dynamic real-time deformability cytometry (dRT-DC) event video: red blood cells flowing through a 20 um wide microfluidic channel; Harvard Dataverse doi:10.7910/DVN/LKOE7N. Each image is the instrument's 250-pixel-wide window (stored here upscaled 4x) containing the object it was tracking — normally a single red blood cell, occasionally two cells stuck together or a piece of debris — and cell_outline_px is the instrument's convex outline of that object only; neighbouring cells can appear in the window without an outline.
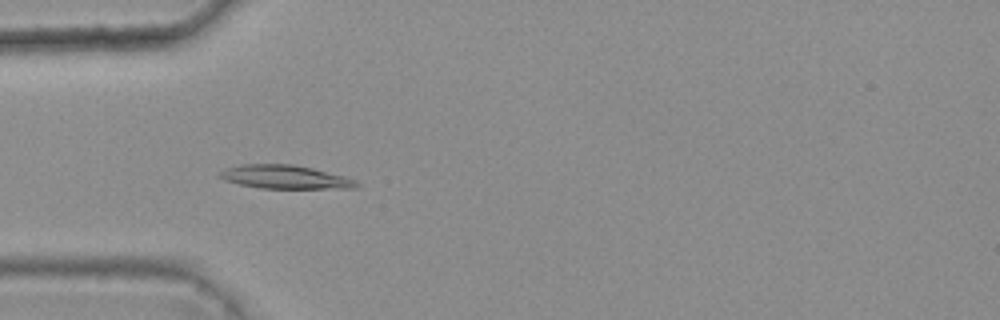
{"species": "common noctule bat (a hibernating species)", "species_latin": "Nyctalus noctula", "temperature_condition": "warm", "stored_images_in_passage": 6, "camera_frame_rate_fps": 3000, "um_per_image_px": 0.085, "animal": {"sex": "female", "body_mass_g": 25.1}, "frame": {"image": 1, "passage_image": 5, "time_ms": 1.333, "image_size_px": [1000, 320], "cell_outline_px": [[360, 188], [260, 188], [240, 184], [224, 180], [216, 176], [216, 172], [240, 164], [292, 164], [312, 168], [344, 176], [356, 180], [360, 184]], "centroid_in_image_um": [24.21, 15.04], "position_along_channel_um": 60.8, "area_um2": 18.84}}
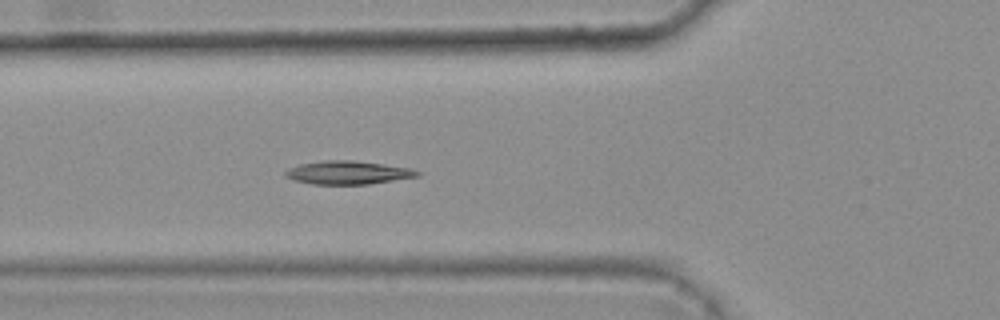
{"frame": {"image": 2, "passage_image": 6, "time_ms": 1.667, "image_size_px": [1000, 320], "cell_outline_px": [[420, 176], [368, 184], [312, 184], [292, 180], [284, 176], [284, 172], [288, 168], [300, 164], [324, 160], [352, 160], [412, 168], [420, 172]], "centroid_in_image_um": [29.54, 14.67], "position_along_channel_um": 96.3, "area_um2": 17.98}}